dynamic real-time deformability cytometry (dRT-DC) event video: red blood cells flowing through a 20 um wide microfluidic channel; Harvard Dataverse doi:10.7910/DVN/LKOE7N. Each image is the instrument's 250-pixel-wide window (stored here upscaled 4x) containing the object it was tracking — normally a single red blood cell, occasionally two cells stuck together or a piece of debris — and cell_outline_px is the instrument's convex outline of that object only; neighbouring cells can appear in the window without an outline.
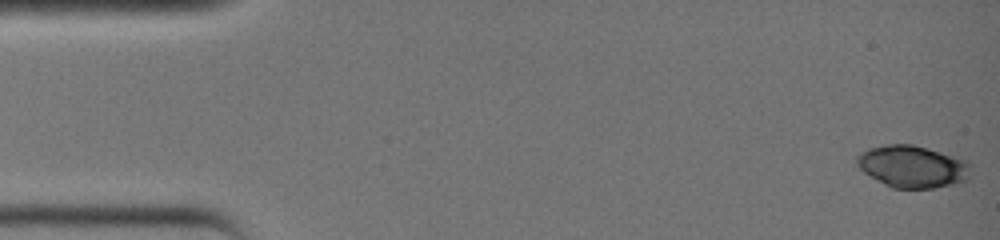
{"species": "common noctule bat (a hibernating species)", "species_latin": "Nyctalus noctula", "temperature_condition": "warm", "stored_images_in_passage": 37, "camera_frame_rate_fps": 3000, "um_per_image_px": 0.085, "animal": {"sex": "female", "body_mass_g": 19.0, "forearm_length_mm": 51.5}, "frame": {"image": 1, "passage_image": 1, "time_ms": 0.0, "image_size_px": [1000, 240], "cell_outline_px": [[968, 180], [952, 184], [932, 188], [892, 188], [884, 184], [864, 172], [860, 168], [856, 160], [856, 156], [860, 152], [872, 148], [888, 144], [912, 144], [964, 160], [968, 164]], "centroid_in_image_um": [77.51, 14.16], "position_along_channel_um": 7.5, "area_um2": 27.28}}
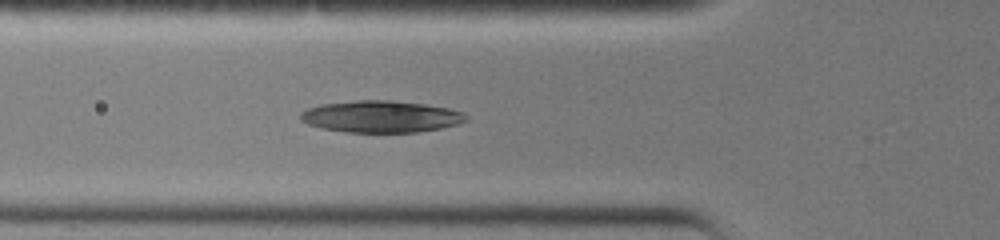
{"frame": {"image": 2, "passage_image": 14, "time_ms": 4.333, "image_size_px": [1000, 240], "cell_outline_px": [[468, 120], [456, 124], [440, 128], [416, 132], [344, 132], [320, 128], [308, 124], [300, 120], [300, 112], [308, 108], [320, 104], [356, 100], [392, 100], [424, 104], [448, 108], [464, 112], [468, 116]], "centroid_in_image_um": [32.36, 9.9], "position_along_channel_um": 93.4, "area_um2": 30.81}}
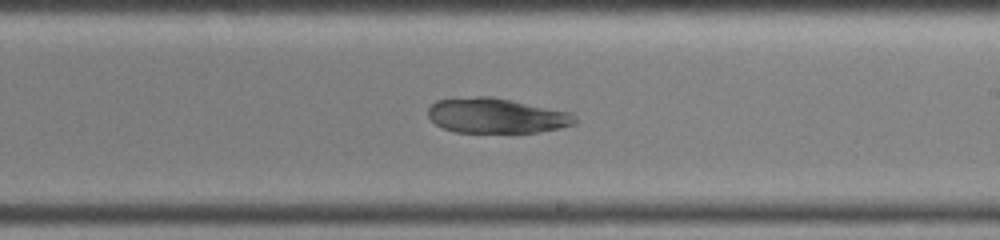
{"frame": {"image": 3, "passage_image": 23, "time_ms": 7.333, "image_size_px": [1000, 240], "cell_outline_px": [[580, 120], [576, 124], [560, 128], [540, 132], [456, 132], [444, 128], [436, 124], [428, 116], [428, 108], [436, 100], [476, 96], [492, 96], [572, 112]], "centroid_in_image_um": [42.26, 9.83], "position_along_channel_um": 246.7, "area_um2": 30.23}}